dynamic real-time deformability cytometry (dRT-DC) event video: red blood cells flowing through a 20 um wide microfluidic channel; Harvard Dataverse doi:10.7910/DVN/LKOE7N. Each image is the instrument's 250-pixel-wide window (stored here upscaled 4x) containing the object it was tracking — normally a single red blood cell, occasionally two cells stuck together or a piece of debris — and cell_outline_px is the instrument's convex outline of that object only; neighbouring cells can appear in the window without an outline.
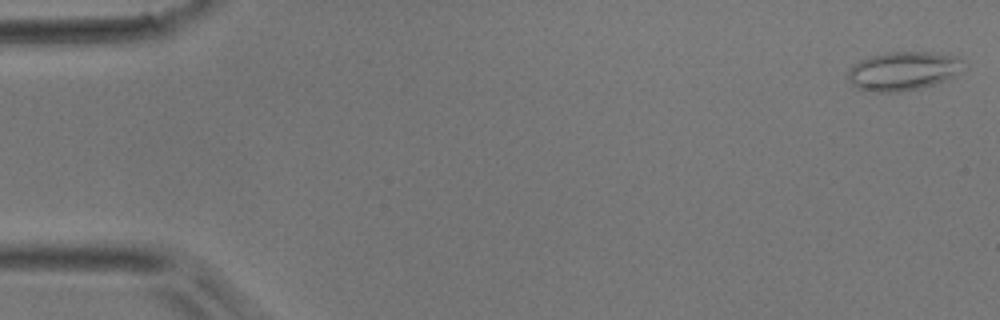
{"species": "common noctule bat (a hibernating species)", "species_latin": "Nyctalus noctula", "temperature_condition": "room temperature", "stored_images_in_passage": 50, "camera_frame_rate_fps": 3000, "um_per_image_px": 0.085, "animal": {"sex": "male", "body_mass_g": 17.9}, "frame": {"image": 1, "passage_image": 1, "time_ms": 0.0, "image_size_px": [1000, 320], "cell_outline_px": [[964, 60], [960, 72], [956, 76], [920, 88], [896, 92], [876, 92], [860, 88], [852, 84], [848, 80], [848, 68], [852, 64], [868, 56], [884, 52], [928, 52], [956, 56]], "centroid_in_image_um": [76.74, 6.02], "position_along_channel_um": 8.3, "area_um2": 26.13}}
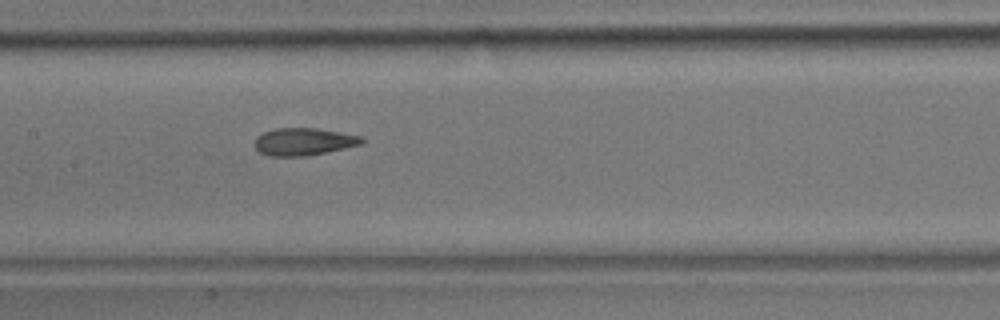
{"frame": {"image": 2, "passage_image": 24, "time_ms": 7.667, "image_size_px": [1000, 320], "cell_outline_px": [[364, 140], [360, 144], [344, 148], [308, 156], [268, 156], [260, 152], [252, 144], [256, 136], [264, 132], [276, 128], [316, 128], [360, 136]], "centroid_in_image_um": [25.73, 12.04], "position_along_channel_um": 181.7, "area_um2": 17.05}}
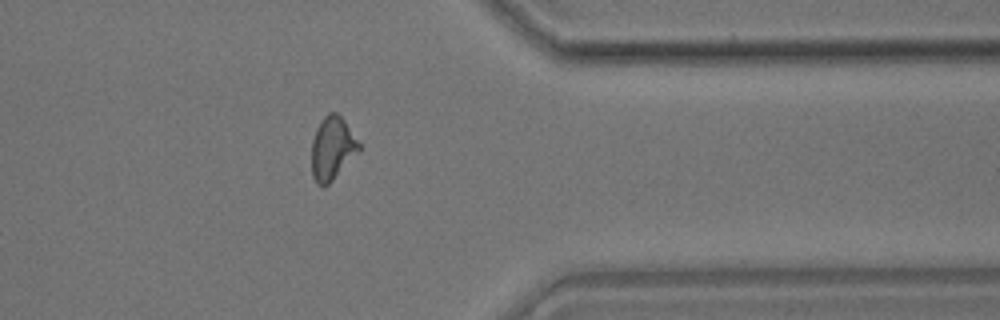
{"frame": {"image": 3, "passage_image": 40, "time_ms": 13.0, "image_size_px": [1000, 320], "cell_outline_px": [[360, 152], [324, 188], [316, 184], [312, 176], [312, 140], [316, 128], [320, 120], [328, 112], [336, 112], [344, 120], [360, 144]], "centroid_in_image_um": [28.23, 12.62], "position_along_channel_um": 383.2, "area_um2": 17.57}}